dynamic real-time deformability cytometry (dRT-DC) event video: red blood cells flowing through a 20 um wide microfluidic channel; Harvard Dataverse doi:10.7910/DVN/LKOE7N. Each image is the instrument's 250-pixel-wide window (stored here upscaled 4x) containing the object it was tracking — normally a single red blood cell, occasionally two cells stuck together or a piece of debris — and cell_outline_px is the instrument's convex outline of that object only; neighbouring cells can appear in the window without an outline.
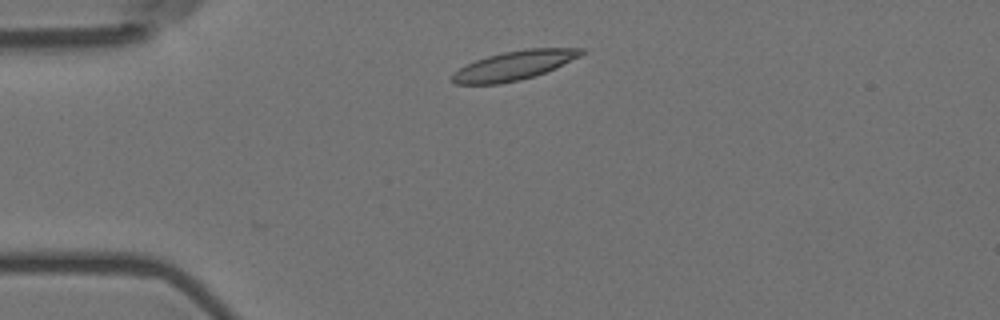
{"species": "Egyptian fruit bat (a non-hibernating species)", "species_latin": "Rousettus aegyptiacus", "temperature_condition": "room temperature", "stored_images_in_passage": 5, "camera_frame_rate_fps": 3000, "um_per_image_px": 0.085, "animal": {"sex": "female"}, "frame": {"image": 1, "passage_image": 5, "time_ms": 1.333, "image_size_px": [1000, 320], "cell_outline_px": [[584, 52], [580, 56], [556, 68], [520, 80], [500, 84], [456, 84], [452, 80], [452, 72], [476, 60], [488, 56], [504, 52], [524, 48], [584, 48]], "centroid_in_image_um": [43.7, 5.56], "position_along_channel_um": 41.3, "area_um2": 21.73}}